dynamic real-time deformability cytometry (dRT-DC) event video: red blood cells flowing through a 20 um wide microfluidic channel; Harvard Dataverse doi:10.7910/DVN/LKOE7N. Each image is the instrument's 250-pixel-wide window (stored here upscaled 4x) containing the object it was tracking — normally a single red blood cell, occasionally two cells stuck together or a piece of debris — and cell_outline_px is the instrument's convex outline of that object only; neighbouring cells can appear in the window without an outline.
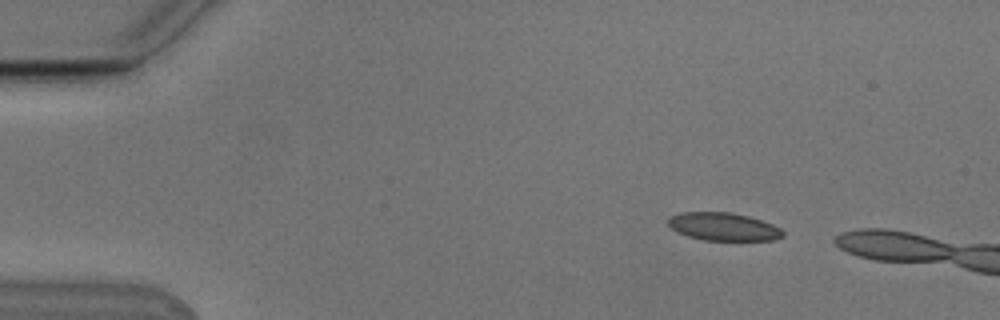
{"species": "Egyptian fruit bat (a non-hibernating species)", "species_latin": "Rousettus aegyptiacus", "temperature_condition": "cold", "stored_images_in_passage": 5, "camera_frame_rate_fps": 3000, "um_per_image_px": 0.085, "animal": {"sex": "male"}, "frame": {"image": 1, "passage_image": 1, "time_ms": 0.0, "image_size_px": [1000, 320], "cell_outline_px": [[784, 236], [776, 240], [704, 240], [688, 236], [672, 228], [668, 224], [668, 216], [680, 212], [728, 212], [748, 216], [772, 224], [780, 228], [784, 232]], "centroid_in_image_um": [61.49, 19.26], "position_along_channel_um": 23.5, "area_um2": 18.61}}